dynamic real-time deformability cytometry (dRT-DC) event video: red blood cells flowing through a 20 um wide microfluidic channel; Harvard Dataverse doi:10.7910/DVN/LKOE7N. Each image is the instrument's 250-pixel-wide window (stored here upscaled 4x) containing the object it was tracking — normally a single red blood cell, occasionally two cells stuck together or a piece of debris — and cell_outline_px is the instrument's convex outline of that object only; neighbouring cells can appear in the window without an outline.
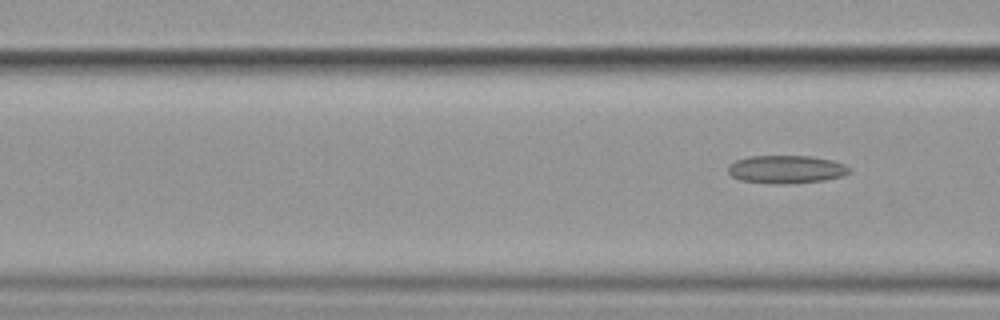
{"species": "common noctule bat (a hibernating species)", "species_latin": "Nyctalus noctula", "temperature_condition": "cold", "stored_images_in_passage": 4, "segment_of_instrument_passage": [2, 2], "camera_frame_rate_fps": 3000, "um_per_image_px": 0.085, "animal": {"sex": "female", "body_mass_g": 19.9}, "frame": {"image": 1, "passage_image": 4, "time_ms": 3.333, "image_size_px": [1000, 320], "cell_outline_px": [[852, 168], [844, 176], [824, 180], [788, 184], [776, 184], [740, 180], [732, 176], [728, 172], [728, 164], [736, 160], [748, 156], [812, 156], [832, 160], [844, 164]], "centroid_in_image_um": [66.83, 14.39], "position_along_channel_um": 99.8, "area_um2": 19.94}}